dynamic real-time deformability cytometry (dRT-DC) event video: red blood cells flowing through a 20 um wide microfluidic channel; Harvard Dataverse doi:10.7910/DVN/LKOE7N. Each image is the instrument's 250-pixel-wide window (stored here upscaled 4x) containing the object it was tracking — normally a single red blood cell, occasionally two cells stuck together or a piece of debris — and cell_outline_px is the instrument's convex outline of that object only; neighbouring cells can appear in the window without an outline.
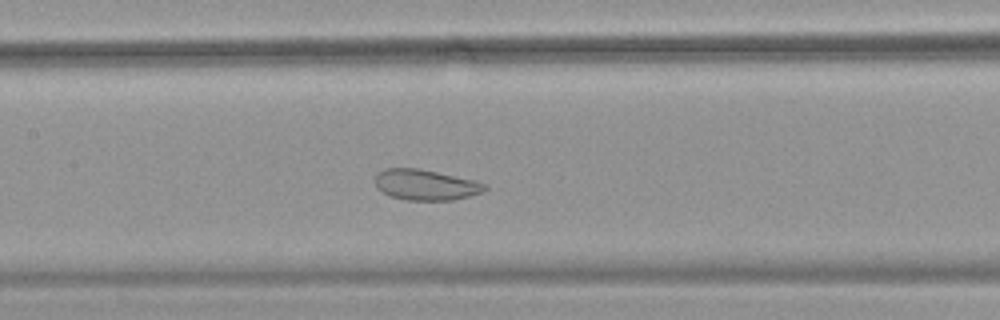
{"species": "common noctule bat (a hibernating species)", "species_latin": "Nyctalus noctula", "temperature_condition": "warm", "stored_images_in_passage": 52, "camera_frame_rate_fps": 3000, "um_per_image_px": 0.085, "animal": {"sex": "female", "body_mass_g": 18.4}, "frame": {"image": 1, "passage_image": 23, "time_ms": 7.333, "image_size_px": [1000, 320], "cell_outline_px": [[488, 188], [484, 192], [452, 200], [404, 200], [388, 196], [376, 188], [376, 176], [384, 168], [420, 168], [476, 180], [488, 184]], "centroid_in_image_um": [36.21, 15.71], "position_along_channel_um": 171.2, "area_um2": 19.88}}
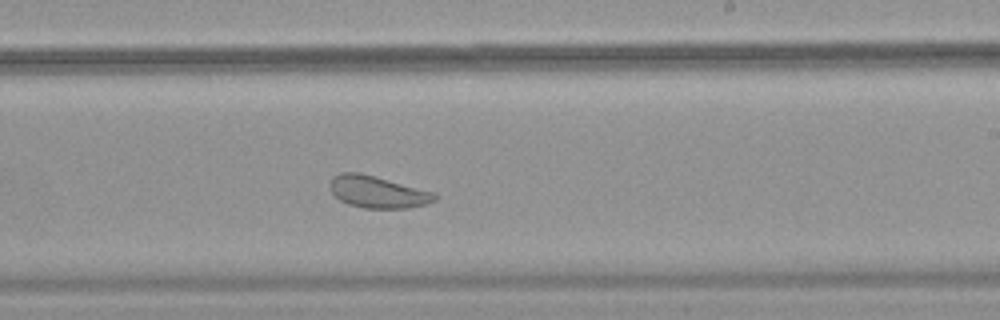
{"frame": {"image": 2, "passage_image": 30, "time_ms": 9.667, "image_size_px": [1000, 320], "cell_outline_px": [[440, 196], [436, 200], [424, 204], [408, 208], [364, 208], [348, 204], [340, 200], [332, 192], [328, 184], [332, 176], [340, 172], [360, 172], [436, 192]], "centroid_in_image_um": [32.1, 16.3], "position_along_channel_um": 256.9, "area_um2": 19.77}}
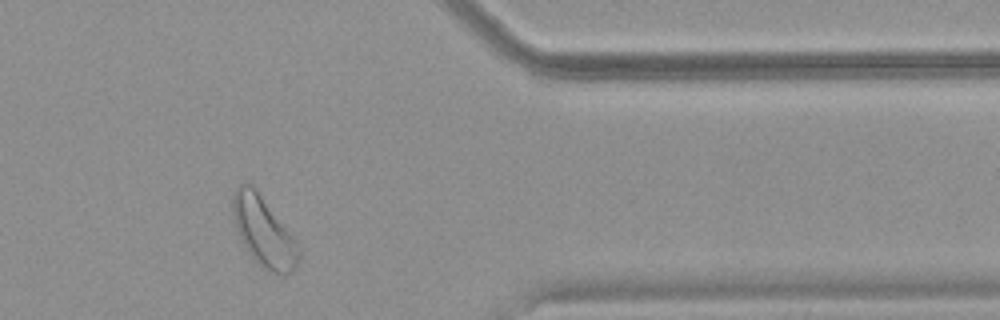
{"frame": {"image": 3, "passage_image": 42, "time_ms": 13.667, "image_size_px": [1000, 320], "cell_outline_px": [[300, 252], [296, 268], [284, 276], [260, 268], [248, 252], [236, 228], [232, 216], [232, 196], [236, 188], [240, 184], [252, 184], [300, 244]], "centroid_in_image_um": [22.43, 19.72], "position_along_channel_um": 389.0, "area_um2": 26.93}, "authors_computed_cell_mechanics": {"area_um2": 26.9059, "velocity_mm_per_s": 3.6909, "shape_relaxation_time_tau1_ms": null, "shape_relaxation_time_tau2_ms": 2.5009, "deformation_change_tau1": null, "deformation_change_tau2": 0.0707}}